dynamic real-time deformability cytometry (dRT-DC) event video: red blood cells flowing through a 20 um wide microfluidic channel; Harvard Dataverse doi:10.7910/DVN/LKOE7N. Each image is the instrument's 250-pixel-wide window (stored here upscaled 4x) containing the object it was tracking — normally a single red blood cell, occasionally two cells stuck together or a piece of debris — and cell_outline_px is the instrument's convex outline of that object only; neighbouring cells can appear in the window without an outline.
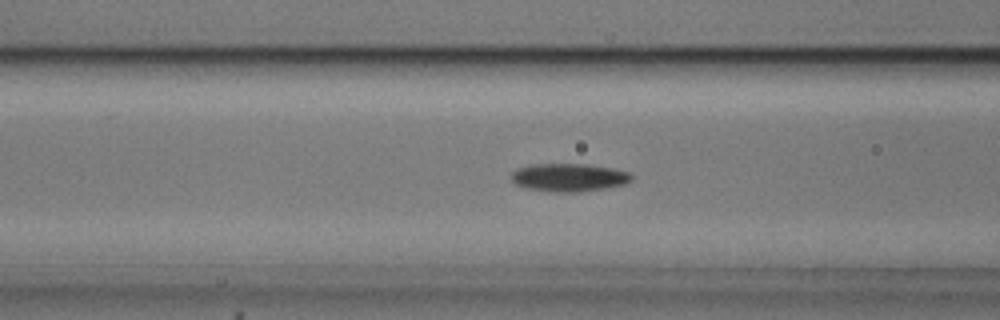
{"species": "common noctule bat (a hibernating species)", "species_latin": "Nyctalus noctula", "temperature_condition": "cold", "stored_images_in_passage": 41, "camera_frame_rate_fps": 3000, "um_per_image_px": 0.085, "animal": {"sex": "male", "body_mass_g": 20.5, "forearm_length_mm": 52.5}, "frame": {"image": 1, "passage_image": 12, "time_ms": 3.667, "image_size_px": [1000, 320], "cell_outline_px": [[632, 180], [624, 184], [604, 188], [580, 192], [556, 192], [524, 188], [516, 184], [512, 180], [512, 172], [516, 168], [532, 164], [588, 164], [612, 168], [628, 172], [632, 176]], "centroid_in_image_um": [48.33, 15.08], "position_along_channel_um": 118.3, "area_um2": 19.65}}
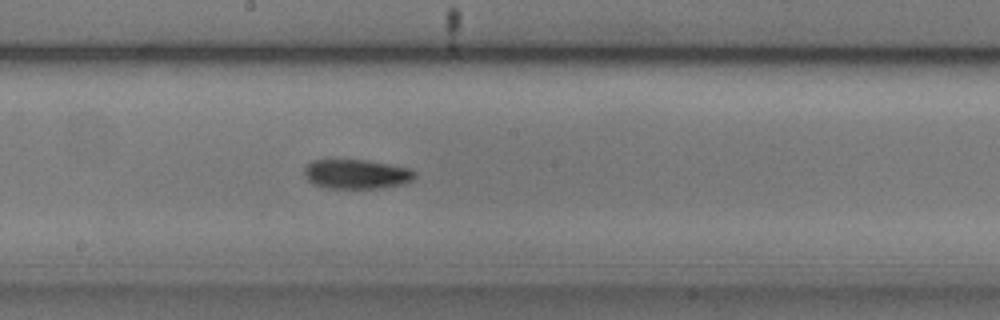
{"frame": {"image": 2, "passage_image": 20, "time_ms": 6.333, "image_size_px": [1000, 320], "cell_outline_px": [[416, 176], [412, 180], [404, 184], [380, 188], [324, 188], [312, 184], [308, 180], [304, 172], [304, 168], [312, 160], [368, 160], [408, 168], [416, 172]], "centroid_in_image_um": [30.3, 14.8], "position_along_channel_um": 217.9, "area_um2": 19.02}}
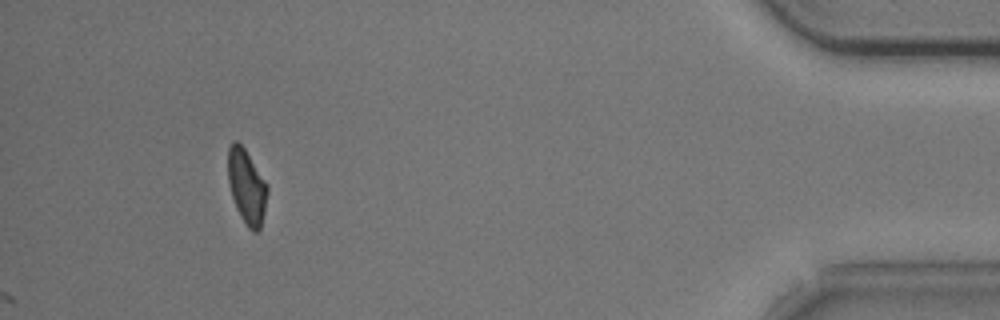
{"frame": {"image": 3, "passage_image": 41, "time_ms": 13.333, "image_size_px": [1000, 320], "cell_outline_px": [[268, 192], [264, 212], [260, 228], [256, 232], [252, 232], [248, 228], [240, 216], [236, 208], [232, 196], [228, 180], [228, 148], [232, 140], [236, 140], [244, 148], [268, 184]], "centroid_in_image_um": [20.97, 15.85], "position_along_channel_um": 414.2, "area_um2": 17.11}, "authors_computed_cell_mechanics": {"area_um2": 18.785, "velocity_mm_per_s": 3.7169, "shape_relaxation_time_tau1_ms": 3.5522, "shape_relaxation_time_tau2_ms": null, "deformation_change_tau1": 0.1008, "deformation_change_tau2": null}}